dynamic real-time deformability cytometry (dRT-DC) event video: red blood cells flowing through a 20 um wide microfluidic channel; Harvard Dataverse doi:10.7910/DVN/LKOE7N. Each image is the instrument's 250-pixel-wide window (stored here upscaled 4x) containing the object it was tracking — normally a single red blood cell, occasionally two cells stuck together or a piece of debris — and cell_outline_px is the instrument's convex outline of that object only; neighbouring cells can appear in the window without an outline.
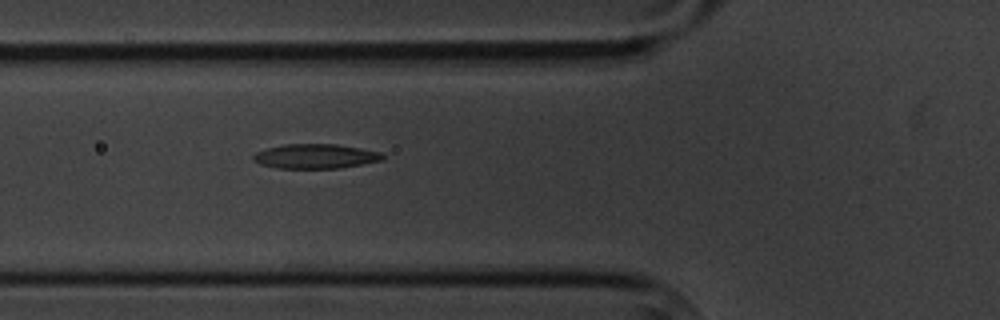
{"species": "common noctule bat (a hibernating species)", "species_latin": "Nyctalus noctula", "temperature_condition": "cold", "stored_images_in_passage": 6, "camera_frame_rate_fps": 3000, "um_per_image_px": 0.085, "animal": {"sex": "male", "body_mass_g": 20.1, "forearm_length_mm": 53.5}, "frame": {"image": 1, "passage_image": 6, "time_ms": 6.667, "image_size_px": [1000, 320], "cell_outline_px": [[384, 160], [340, 168], [276, 168], [260, 164], [252, 160], [252, 156], [256, 152], [268, 148], [284, 144], [336, 144], [360, 148], [380, 152], [384, 156]], "centroid_in_image_um": [26.8, 13.28], "position_along_channel_um": 99.0, "area_um2": 18.5}}